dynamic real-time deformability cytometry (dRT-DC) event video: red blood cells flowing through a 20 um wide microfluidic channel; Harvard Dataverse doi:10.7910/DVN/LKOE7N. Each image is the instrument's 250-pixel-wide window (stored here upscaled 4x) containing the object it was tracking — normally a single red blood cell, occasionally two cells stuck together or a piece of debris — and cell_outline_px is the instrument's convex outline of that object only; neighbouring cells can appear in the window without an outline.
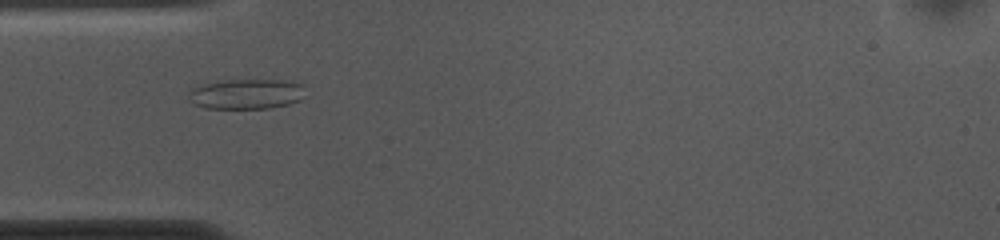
{"species": "common noctule bat (a hibernating species)", "species_latin": "Nyctalus noctula", "temperature_condition": "cold", "stored_images_in_passage": 52, "camera_frame_rate_fps": 3000, "um_per_image_px": 0.085, "animal": {"sex": "female", "body_mass_g": 10.0, "forearm_length_mm": 53.1}, "frame": {"image": 1, "passage_image": 14, "time_ms": 4.333, "image_size_px": [1000, 240], "cell_outline_px": [[304, 84], [300, 100], [288, 104], [268, 108], [204, 108], [188, 100], [188, 96], [192, 88], [204, 84], [228, 80], [284, 80]], "centroid_in_image_um": [20.93, 7.99], "position_along_channel_um": 64.1, "area_um2": 20.23}}
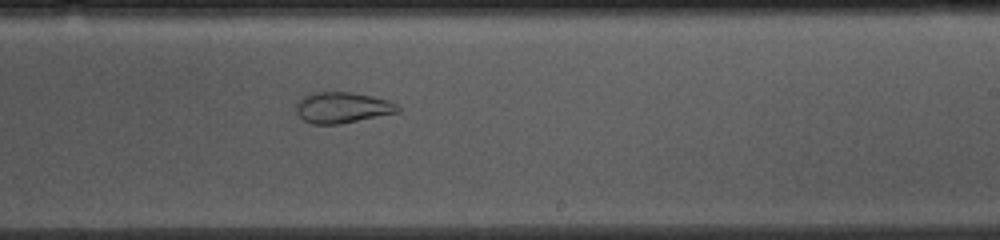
{"frame": {"image": 2, "passage_image": 30, "time_ms": 9.667, "image_size_px": [1000, 240], "cell_outline_px": [[400, 112], [336, 124], [312, 124], [304, 120], [296, 112], [296, 100], [308, 92], [348, 92], [372, 96], [388, 100], [396, 104], [400, 108]], "centroid_in_image_um": [29.04, 9.13], "position_along_channel_um": 260.0, "area_um2": 18.32}}
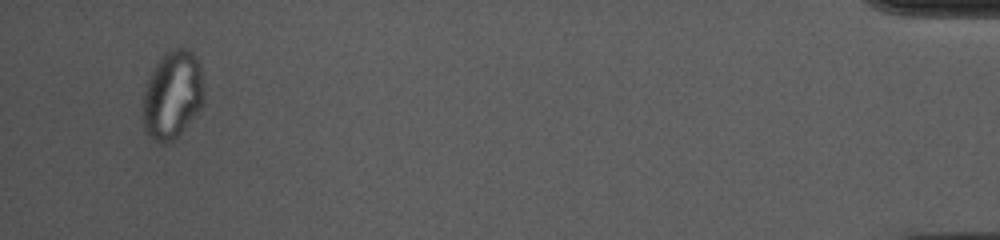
{"frame": {"image": 3, "passage_image": 50, "time_ms": 16.333, "image_size_px": [1000, 240], "cell_outline_px": [[204, 100], [200, 108], [180, 132], [168, 144], [160, 144], [152, 140], [148, 136], [144, 128], [144, 88], [156, 64], [172, 48], [188, 48], [196, 56], [200, 64], [204, 92]], "centroid_in_image_um": [14.67, 8.07], "position_along_channel_um": 420.5, "area_um2": 31.04}}